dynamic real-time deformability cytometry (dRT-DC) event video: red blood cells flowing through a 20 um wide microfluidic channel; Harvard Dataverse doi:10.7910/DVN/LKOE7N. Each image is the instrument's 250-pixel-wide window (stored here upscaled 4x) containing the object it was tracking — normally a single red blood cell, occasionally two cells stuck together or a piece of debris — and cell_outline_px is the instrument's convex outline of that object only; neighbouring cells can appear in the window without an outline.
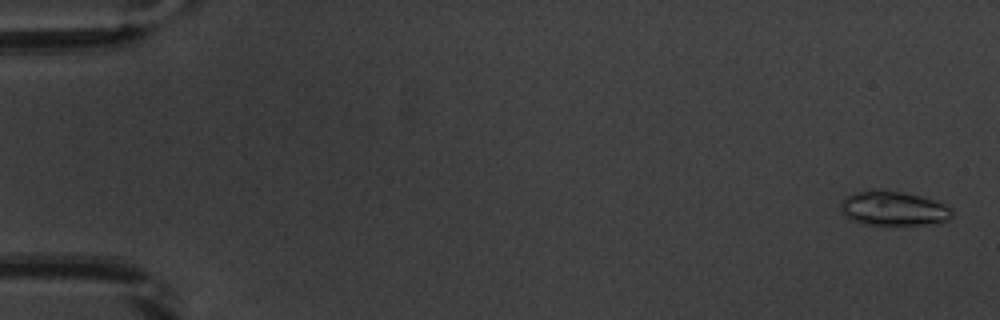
{"species": "common noctule bat (a hibernating species)", "species_latin": "Nyctalus noctula", "temperature_condition": "warm", "stored_images_in_passage": 53, "camera_frame_rate_fps": 3000, "um_per_image_px": 0.085, "animal": {"sex": "male", "body_mass_g": 20.1, "forearm_length_mm": 53.5}, "frame": {"image": 1, "passage_image": 2, "time_ms": 0.333, "image_size_px": [1000, 320], "cell_outline_px": [[952, 216], [948, 220], [928, 224], [864, 224], [852, 220], [840, 208], [840, 204], [848, 196], [856, 192], [876, 188], [900, 192], [920, 196], [944, 204], [952, 208]], "centroid_in_image_um": [75.95, 17.7], "position_along_channel_um": 9.0, "area_um2": 21.96}}
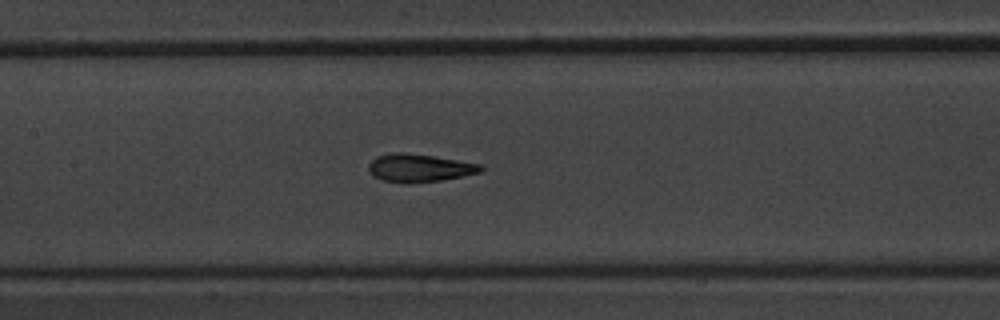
{"frame": {"image": 2, "passage_image": 26, "time_ms": 8.333, "image_size_px": [1000, 320], "cell_outline_px": [[484, 168], [480, 172], [444, 180], [408, 184], [404, 184], [384, 180], [372, 176], [368, 172], [368, 164], [376, 156], [396, 152], [404, 152], [432, 156], [484, 164]], "centroid_in_image_um": [35.64, 14.28], "position_along_channel_um": 171.8, "area_um2": 18.55}}
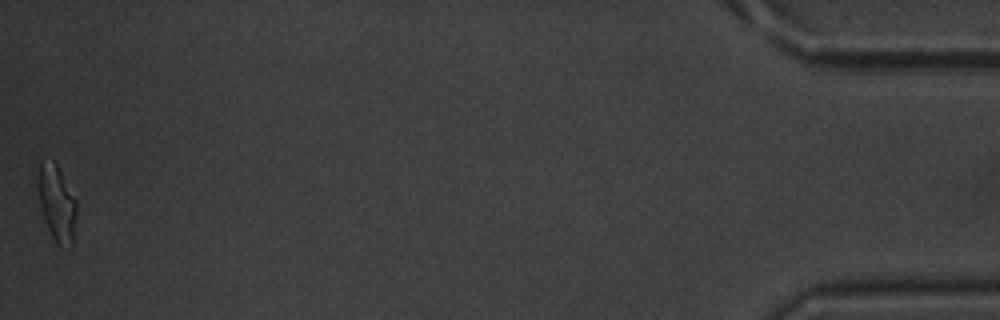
{"frame": {"image": 3, "passage_image": 53, "time_ms": 17.333, "image_size_px": [1000, 320], "cell_outline_px": [[76, 212], [72, 248], [68, 252], [60, 248], [56, 244], [44, 220], [40, 204], [36, 184], [36, 180], [40, 160], [56, 164], [76, 200]], "centroid_in_image_um": [4.82, 17.37], "position_along_channel_um": 430.4, "area_um2": 17.34}, "authors_computed_cell_mechanics": {"area_um2": 18.2648, "velocity_mm_per_s": 3.8739, "shape_relaxation_time_tau1_ms": 3.5043, "shape_relaxation_time_tau2_ms": 0.9939, "deformation_change_tau1": 0.1746, "deformation_change_tau2": 0.0782}}